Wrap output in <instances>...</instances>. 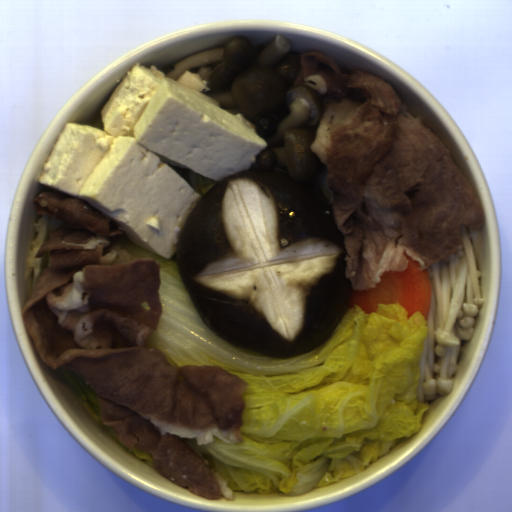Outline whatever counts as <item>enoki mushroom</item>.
<instances>
[{
    "label": "enoki mushroom",
    "instance_id": "enoki-mushroom-1",
    "mask_svg": "<svg viewBox=\"0 0 512 512\" xmlns=\"http://www.w3.org/2000/svg\"><path fill=\"white\" fill-rule=\"evenodd\" d=\"M461 244L437 265L425 268L431 298L426 317L428 336L420 355L418 402L450 395L462 344L471 340L484 305L478 229L461 225Z\"/></svg>",
    "mask_w": 512,
    "mask_h": 512
}]
</instances>
